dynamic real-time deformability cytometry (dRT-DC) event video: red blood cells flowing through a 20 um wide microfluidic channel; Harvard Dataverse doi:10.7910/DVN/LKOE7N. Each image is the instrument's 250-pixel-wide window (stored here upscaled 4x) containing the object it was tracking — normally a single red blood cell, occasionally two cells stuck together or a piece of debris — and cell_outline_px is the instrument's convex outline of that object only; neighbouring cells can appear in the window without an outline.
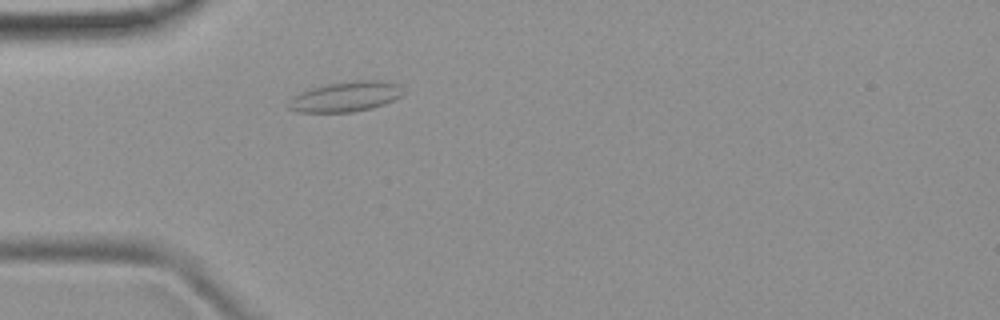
{"species": "common noctule bat (a hibernating species)", "species_latin": "Nyctalus noctula", "temperature_condition": "room temperature", "stored_images_in_passage": 44, "camera_frame_rate_fps": 3000, "um_per_image_px": 0.085, "animal": {"sex": "female", "body_mass_g": 19.9}, "frame": {"image": 1, "passage_image": 8, "time_ms": 2.333, "image_size_px": [1000, 320], "cell_outline_px": [[408, 92], [404, 96], [384, 104], [372, 108], [352, 112], [296, 112], [288, 108], [288, 104], [300, 92], [324, 84], [352, 80], [384, 80], [400, 84]], "centroid_in_image_um": [29.5, 8.19], "position_along_channel_um": 55.5, "area_um2": 20.52}}
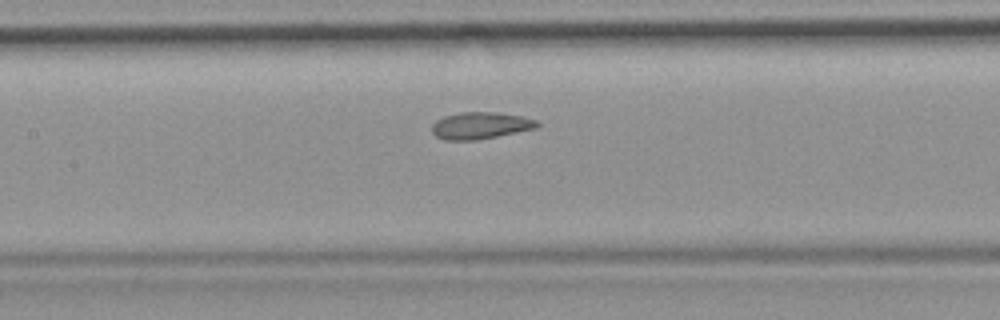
{"frame": {"image": 2, "passage_image": 17, "time_ms": 5.333, "image_size_px": [1000, 320], "cell_outline_px": [[540, 124], [536, 128], [476, 140], [444, 140], [436, 136], [432, 132], [432, 124], [436, 120], [444, 116], [460, 112], [496, 112], [524, 116], [536, 120]], "centroid_in_image_um": [40.82, 10.66], "position_along_channel_um": 166.6, "area_um2": 16.47}}
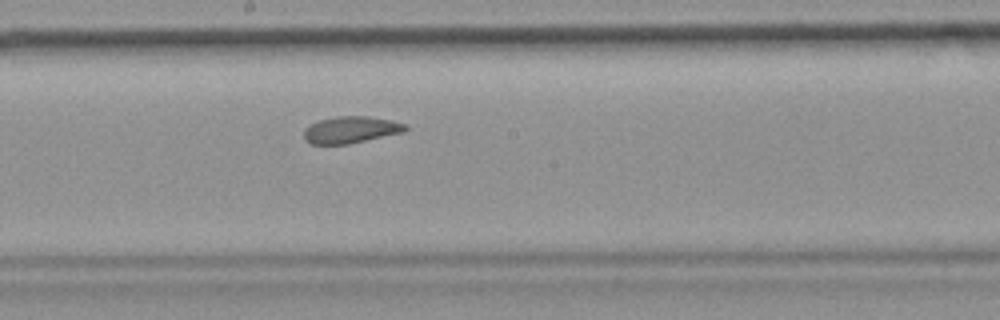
{"frame": {"image": 3, "passage_image": 21, "time_ms": 6.667, "image_size_px": [1000, 320], "cell_outline_px": [[408, 128], [404, 132], [348, 144], [312, 144], [304, 140], [304, 128], [320, 120], [336, 116], [368, 116], [392, 120], [408, 124]], "centroid_in_image_um": [29.84, 11.02], "position_along_channel_um": 218.4, "area_um2": 15.9}, "authors_computed_cell_mechanics": {"area_um2": 16.6753, "velocity_mm_per_s": 3.9112, "shape_relaxation_time_tau1_ms": null, "shape_relaxation_time_tau2_ms": 1.7718, "deformation_change_tau1": null, "deformation_change_tau2": 0.0767}}